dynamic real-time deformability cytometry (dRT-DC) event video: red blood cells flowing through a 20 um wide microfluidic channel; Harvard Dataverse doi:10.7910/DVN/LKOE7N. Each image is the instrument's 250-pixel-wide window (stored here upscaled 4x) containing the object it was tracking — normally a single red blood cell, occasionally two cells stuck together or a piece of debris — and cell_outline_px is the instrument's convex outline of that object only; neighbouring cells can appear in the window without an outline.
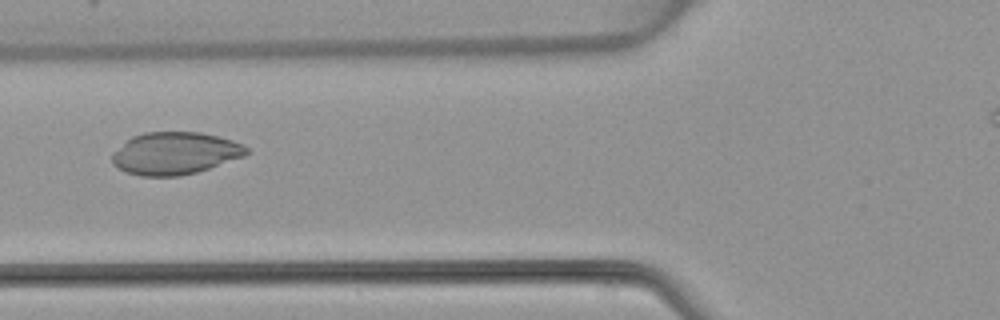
{"species": "common noctule bat (a hibernating species)", "species_latin": "Nyctalus noctula", "temperature_condition": "warm", "stored_images_in_passage": 6, "camera_frame_rate_fps": 3000, "um_per_image_px": 0.085, "animal": {"sex": "female", "body_mass_g": 22.7, "forearm_length_mm": 54.2}, "frame": {"image": 1, "passage_image": 6, "time_ms": 6.0, "image_size_px": [1000, 320], "cell_outline_px": [[252, 152], [244, 156], [196, 172], [180, 176], [140, 176], [128, 172], [112, 164], [112, 152], [132, 136], [144, 132], [200, 132], [232, 140], [244, 144]], "centroid_in_image_um": [14.88, 13.02], "position_along_channel_um": 110.9, "area_um2": 33.12}}